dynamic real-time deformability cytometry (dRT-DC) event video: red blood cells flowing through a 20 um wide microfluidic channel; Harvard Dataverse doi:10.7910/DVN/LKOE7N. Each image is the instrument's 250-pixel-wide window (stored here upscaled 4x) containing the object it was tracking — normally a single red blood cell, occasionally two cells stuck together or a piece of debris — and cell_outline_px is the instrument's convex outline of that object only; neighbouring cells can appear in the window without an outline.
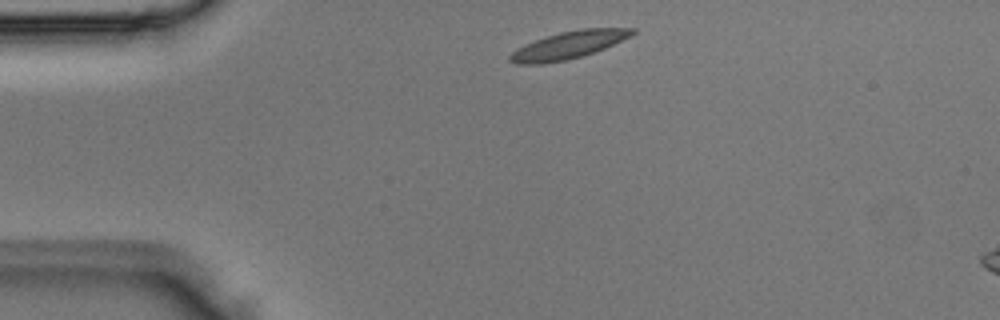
{"species": "Egyptian fruit bat (a non-hibernating species)", "species_latin": "Rousettus aegyptiacus", "temperature_condition": "room temperature", "stored_images_in_passage": 3, "camera_frame_rate_fps": 3000, "um_per_image_px": 0.085, "animal": {"sex": "male"}, "frame": {"image": 1, "passage_image": 1, "time_ms": 0.0, "image_size_px": [1000, 320], "cell_outline_px": [[636, 32], [604, 48], [568, 60], [544, 64], [516, 64], [508, 60], [508, 56], [516, 48], [524, 44], [560, 32], [580, 28], [636, 28]], "centroid_in_image_um": [48.25, 3.84], "position_along_channel_um": 36.7, "area_um2": 19.36}}